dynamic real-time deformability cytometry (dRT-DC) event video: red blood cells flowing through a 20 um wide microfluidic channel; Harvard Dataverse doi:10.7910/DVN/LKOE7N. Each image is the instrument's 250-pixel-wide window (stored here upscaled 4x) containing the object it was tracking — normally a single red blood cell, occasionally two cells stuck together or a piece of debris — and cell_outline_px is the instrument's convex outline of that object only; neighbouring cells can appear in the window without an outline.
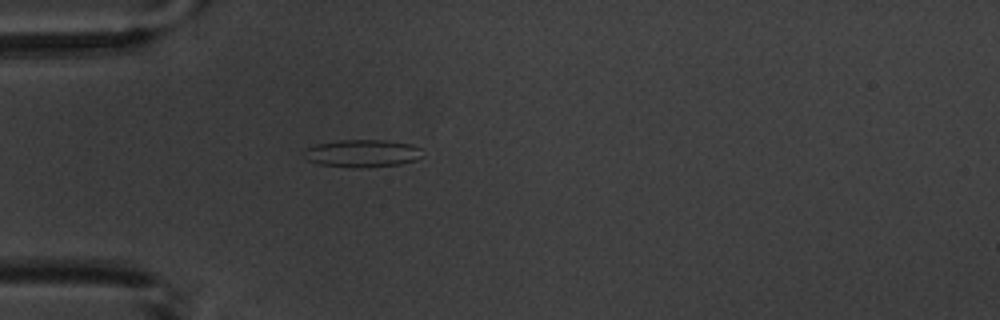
{"species": "common noctule bat (a hibernating species)", "species_latin": "Nyctalus noctula", "temperature_condition": "warm", "stored_images_in_passage": 2, "camera_frame_rate_fps": 3000, "um_per_image_px": 0.085, "animal": {"sex": "male", "body_mass_g": 20.1, "forearm_length_mm": 53.5}, "frame": {"image": 1, "passage_image": 2, "time_ms": 1.333, "image_size_px": [1000, 320], "cell_outline_px": [[424, 156], [416, 160], [400, 164], [360, 168], [320, 164], [308, 160], [300, 156], [300, 152], [304, 148], [316, 144], [340, 140], [384, 140], [412, 144], [420, 148]], "centroid_in_image_um": [30.76, 13.03], "position_along_channel_um": 54.2, "area_um2": 19.31}}